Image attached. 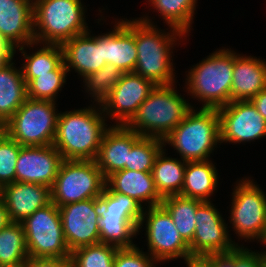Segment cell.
<instances>
[{
	"label": "cell",
	"instance_id": "cell-1",
	"mask_svg": "<svg viewBox=\"0 0 266 267\" xmlns=\"http://www.w3.org/2000/svg\"><path fill=\"white\" fill-rule=\"evenodd\" d=\"M99 109L100 113L94 107L58 113L53 146L63 160L96 159L102 137L108 129L106 115H102V107Z\"/></svg>",
	"mask_w": 266,
	"mask_h": 267
},
{
	"label": "cell",
	"instance_id": "cell-2",
	"mask_svg": "<svg viewBox=\"0 0 266 267\" xmlns=\"http://www.w3.org/2000/svg\"><path fill=\"white\" fill-rule=\"evenodd\" d=\"M124 22L135 32L137 62L133 72L155 85L175 83L170 50L176 41L174 39L185 34L176 28H172V33L160 32L146 16L132 21L126 19Z\"/></svg>",
	"mask_w": 266,
	"mask_h": 267
},
{
	"label": "cell",
	"instance_id": "cell-3",
	"mask_svg": "<svg viewBox=\"0 0 266 267\" xmlns=\"http://www.w3.org/2000/svg\"><path fill=\"white\" fill-rule=\"evenodd\" d=\"M172 86L156 85L125 126L142 137L164 140L193 108Z\"/></svg>",
	"mask_w": 266,
	"mask_h": 267
},
{
	"label": "cell",
	"instance_id": "cell-4",
	"mask_svg": "<svg viewBox=\"0 0 266 267\" xmlns=\"http://www.w3.org/2000/svg\"><path fill=\"white\" fill-rule=\"evenodd\" d=\"M186 162L207 161L220 143V116L217 109L192 108L186 117L165 137Z\"/></svg>",
	"mask_w": 266,
	"mask_h": 267
},
{
	"label": "cell",
	"instance_id": "cell-5",
	"mask_svg": "<svg viewBox=\"0 0 266 267\" xmlns=\"http://www.w3.org/2000/svg\"><path fill=\"white\" fill-rule=\"evenodd\" d=\"M84 13L81 0H35V43L41 41L42 44L62 45L74 36L87 32Z\"/></svg>",
	"mask_w": 266,
	"mask_h": 267
},
{
	"label": "cell",
	"instance_id": "cell-6",
	"mask_svg": "<svg viewBox=\"0 0 266 267\" xmlns=\"http://www.w3.org/2000/svg\"><path fill=\"white\" fill-rule=\"evenodd\" d=\"M195 66L187 76L188 93L204 101L202 108L218 109L229 104L234 52L220 49Z\"/></svg>",
	"mask_w": 266,
	"mask_h": 267
},
{
	"label": "cell",
	"instance_id": "cell-7",
	"mask_svg": "<svg viewBox=\"0 0 266 267\" xmlns=\"http://www.w3.org/2000/svg\"><path fill=\"white\" fill-rule=\"evenodd\" d=\"M55 104L53 101L27 98L2 130L22 146L52 145L59 115Z\"/></svg>",
	"mask_w": 266,
	"mask_h": 267
},
{
	"label": "cell",
	"instance_id": "cell-8",
	"mask_svg": "<svg viewBox=\"0 0 266 267\" xmlns=\"http://www.w3.org/2000/svg\"><path fill=\"white\" fill-rule=\"evenodd\" d=\"M105 183L95 160H62L51 187V202L60 207L99 198Z\"/></svg>",
	"mask_w": 266,
	"mask_h": 267
},
{
	"label": "cell",
	"instance_id": "cell-9",
	"mask_svg": "<svg viewBox=\"0 0 266 267\" xmlns=\"http://www.w3.org/2000/svg\"><path fill=\"white\" fill-rule=\"evenodd\" d=\"M28 256L33 258H70L60 211L53 202L37 209L22 222Z\"/></svg>",
	"mask_w": 266,
	"mask_h": 267
},
{
	"label": "cell",
	"instance_id": "cell-10",
	"mask_svg": "<svg viewBox=\"0 0 266 267\" xmlns=\"http://www.w3.org/2000/svg\"><path fill=\"white\" fill-rule=\"evenodd\" d=\"M233 191L230 223L241 238L259 239L266 233V195L249 179L239 181Z\"/></svg>",
	"mask_w": 266,
	"mask_h": 267
},
{
	"label": "cell",
	"instance_id": "cell-11",
	"mask_svg": "<svg viewBox=\"0 0 266 267\" xmlns=\"http://www.w3.org/2000/svg\"><path fill=\"white\" fill-rule=\"evenodd\" d=\"M144 220L147 221V245L151 252L148 255L157 260V263L180 257L184 258L187 265L191 262L189 245L183 240L170 214L161 204L148 207V211L143 210L138 230Z\"/></svg>",
	"mask_w": 266,
	"mask_h": 267
},
{
	"label": "cell",
	"instance_id": "cell-12",
	"mask_svg": "<svg viewBox=\"0 0 266 267\" xmlns=\"http://www.w3.org/2000/svg\"><path fill=\"white\" fill-rule=\"evenodd\" d=\"M195 217V232L189 244L191 261L210 254L228 253L238 246L229 238L227 225L210 201H203L197 207Z\"/></svg>",
	"mask_w": 266,
	"mask_h": 267
},
{
	"label": "cell",
	"instance_id": "cell-13",
	"mask_svg": "<svg viewBox=\"0 0 266 267\" xmlns=\"http://www.w3.org/2000/svg\"><path fill=\"white\" fill-rule=\"evenodd\" d=\"M58 208L70 252L82 246L100 243L99 198L70 203Z\"/></svg>",
	"mask_w": 266,
	"mask_h": 267
},
{
	"label": "cell",
	"instance_id": "cell-14",
	"mask_svg": "<svg viewBox=\"0 0 266 267\" xmlns=\"http://www.w3.org/2000/svg\"><path fill=\"white\" fill-rule=\"evenodd\" d=\"M220 116V144L248 142L266 136V120L250 100L231 101L217 109Z\"/></svg>",
	"mask_w": 266,
	"mask_h": 267
},
{
	"label": "cell",
	"instance_id": "cell-15",
	"mask_svg": "<svg viewBox=\"0 0 266 267\" xmlns=\"http://www.w3.org/2000/svg\"><path fill=\"white\" fill-rule=\"evenodd\" d=\"M156 85L134 72L123 73L108 98L100 105L112 119L125 126Z\"/></svg>",
	"mask_w": 266,
	"mask_h": 267
},
{
	"label": "cell",
	"instance_id": "cell-16",
	"mask_svg": "<svg viewBox=\"0 0 266 267\" xmlns=\"http://www.w3.org/2000/svg\"><path fill=\"white\" fill-rule=\"evenodd\" d=\"M61 154L52 145L22 146L17 158L16 181L52 187L62 162Z\"/></svg>",
	"mask_w": 266,
	"mask_h": 267
},
{
	"label": "cell",
	"instance_id": "cell-17",
	"mask_svg": "<svg viewBox=\"0 0 266 267\" xmlns=\"http://www.w3.org/2000/svg\"><path fill=\"white\" fill-rule=\"evenodd\" d=\"M34 0H0V40L13 51L32 46L34 39ZM31 2V3H30ZM16 43V44H15Z\"/></svg>",
	"mask_w": 266,
	"mask_h": 267
},
{
	"label": "cell",
	"instance_id": "cell-18",
	"mask_svg": "<svg viewBox=\"0 0 266 267\" xmlns=\"http://www.w3.org/2000/svg\"><path fill=\"white\" fill-rule=\"evenodd\" d=\"M11 222H22L37 209L51 203V188L35 183L15 181L0 189Z\"/></svg>",
	"mask_w": 266,
	"mask_h": 267
},
{
	"label": "cell",
	"instance_id": "cell-19",
	"mask_svg": "<svg viewBox=\"0 0 266 267\" xmlns=\"http://www.w3.org/2000/svg\"><path fill=\"white\" fill-rule=\"evenodd\" d=\"M141 138V135L123 125H112L105 131L95 159L105 179L124 169L128 164V153Z\"/></svg>",
	"mask_w": 266,
	"mask_h": 267
},
{
	"label": "cell",
	"instance_id": "cell-20",
	"mask_svg": "<svg viewBox=\"0 0 266 267\" xmlns=\"http://www.w3.org/2000/svg\"><path fill=\"white\" fill-rule=\"evenodd\" d=\"M61 47L68 72L75 69L83 78L107 64L103 59L102 35L92 37L87 31L65 41Z\"/></svg>",
	"mask_w": 266,
	"mask_h": 267
},
{
	"label": "cell",
	"instance_id": "cell-21",
	"mask_svg": "<svg viewBox=\"0 0 266 267\" xmlns=\"http://www.w3.org/2000/svg\"><path fill=\"white\" fill-rule=\"evenodd\" d=\"M231 101L251 100L266 87V62L234 53Z\"/></svg>",
	"mask_w": 266,
	"mask_h": 267
},
{
	"label": "cell",
	"instance_id": "cell-22",
	"mask_svg": "<svg viewBox=\"0 0 266 267\" xmlns=\"http://www.w3.org/2000/svg\"><path fill=\"white\" fill-rule=\"evenodd\" d=\"M105 188L109 192L125 194L141 206L143 201L148 202V207L162 203V197L156 190L152 173L142 171L119 170L106 178Z\"/></svg>",
	"mask_w": 266,
	"mask_h": 267
},
{
	"label": "cell",
	"instance_id": "cell-23",
	"mask_svg": "<svg viewBox=\"0 0 266 267\" xmlns=\"http://www.w3.org/2000/svg\"><path fill=\"white\" fill-rule=\"evenodd\" d=\"M103 59L123 73L133 72L137 62L135 32L124 22H118L113 31L102 35Z\"/></svg>",
	"mask_w": 266,
	"mask_h": 267
},
{
	"label": "cell",
	"instance_id": "cell-24",
	"mask_svg": "<svg viewBox=\"0 0 266 267\" xmlns=\"http://www.w3.org/2000/svg\"><path fill=\"white\" fill-rule=\"evenodd\" d=\"M13 57L0 67V126L13 116L27 97V84L21 68L17 70L11 62Z\"/></svg>",
	"mask_w": 266,
	"mask_h": 267
},
{
	"label": "cell",
	"instance_id": "cell-25",
	"mask_svg": "<svg viewBox=\"0 0 266 267\" xmlns=\"http://www.w3.org/2000/svg\"><path fill=\"white\" fill-rule=\"evenodd\" d=\"M217 170L211 161L187 162L184 184L180 195L210 201V195L216 190L218 184Z\"/></svg>",
	"mask_w": 266,
	"mask_h": 267
},
{
	"label": "cell",
	"instance_id": "cell-26",
	"mask_svg": "<svg viewBox=\"0 0 266 267\" xmlns=\"http://www.w3.org/2000/svg\"><path fill=\"white\" fill-rule=\"evenodd\" d=\"M164 153L162 149L157 155L151 172L156 190L162 198L181 193L187 163L165 157Z\"/></svg>",
	"mask_w": 266,
	"mask_h": 267
},
{
	"label": "cell",
	"instance_id": "cell-27",
	"mask_svg": "<svg viewBox=\"0 0 266 267\" xmlns=\"http://www.w3.org/2000/svg\"><path fill=\"white\" fill-rule=\"evenodd\" d=\"M142 216L100 215V243L114 245L118 248H131L132 237L139 233L138 227Z\"/></svg>",
	"mask_w": 266,
	"mask_h": 267
},
{
	"label": "cell",
	"instance_id": "cell-28",
	"mask_svg": "<svg viewBox=\"0 0 266 267\" xmlns=\"http://www.w3.org/2000/svg\"><path fill=\"white\" fill-rule=\"evenodd\" d=\"M202 202L180 194L162 199L161 205L168 211L178 232L188 245L192 242L195 232L196 209Z\"/></svg>",
	"mask_w": 266,
	"mask_h": 267
},
{
	"label": "cell",
	"instance_id": "cell-29",
	"mask_svg": "<svg viewBox=\"0 0 266 267\" xmlns=\"http://www.w3.org/2000/svg\"><path fill=\"white\" fill-rule=\"evenodd\" d=\"M28 257L22 224L20 222H10L0 230V267L24 264Z\"/></svg>",
	"mask_w": 266,
	"mask_h": 267
},
{
	"label": "cell",
	"instance_id": "cell-30",
	"mask_svg": "<svg viewBox=\"0 0 266 267\" xmlns=\"http://www.w3.org/2000/svg\"><path fill=\"white\" fill-rule=\"evenodd\" d=\"M24 48L26 47H19V51H22L26 60L21 68L26 84L35 78L36 74L53 71L63 62V50L59 44H43V48L31 55H27Z\"/></svg>",
	"mask_w": 266,
	"mask_h": 267
},
{
	"label": "cell",
	"instance_id": "cell-31",
	"mask_svg": "<svg viewBox=\"0 0 266 267\" xmlns=\"http://www.w3.org/2000/svg\"><path fill=\"white\" fill-rule=\"evenodd\" d=\"M171 28L188 33L197 0H148Z\"/></svg>",
	"mask_w": 266,
	"mask_h": 267
},
{
	"label": "cell",
	"instance_id": "cell-32",
	"mask_svg": "<svg viewBox=\"0 0 266 267\" xmlns=\"http://www.w3.org/2000/svg\"><path fill=\"white\" fill-rule=\"evenodd\" d=\"M68 70L64 61L53 71L36 74L27 84V97L35 100H48L55 102L56 94L66 82Z\"/></svg>",
	"mask_w": 266,
	"mask_h": 267
},
{
	"label": "cell",
	"instance_id": "cell-33",
	"mask_svg": "<svg viewBox=\"0 0 266 267\" xmlns=\"http://www.w3.org/2000/svg\"><path fill=\"white\" fill-rule=\"evenodd\" d=\"M118 247L106 243L82 246L71 252L70 267H114Z\"/></svg>",
	"mask_w": 266,
	"mask_h": 267
},
{
	"label": "cell",
	"instance_id": "cell-34",
	"mask_svg": "<svg viewBox=\"0 0 266 267\" xmlns=\"http://www.w3.org/2000/svg\"><path fill=\"white\" fill-rule=\"evenodd\" d=\"M164 141L155 137H142L128 153L124 169L151 173L155 159L163 149Z\"/></svg>",
	"mask_w": 266,
	"mask_h": 267
},
{
	"label": "cell",
	"instance_id": "cell-35",
	"mask_svg": "<svg viewBox=\"0 0 266 267\" xmlns=\"http://www.w3.org/2000/svg\"><path fill=\"white\" fill-rule=\"evenodd\" d=\"M123 72L113 64L108 63L98 71L84 77L86 89L101 105L111 93L113 87L121 79ZM101 103V104H100Z\"/></svg>",
	"mask_w": 266,
	"mask_h": 267
},
{
	"label": "cell",
	"instance_id": "cell-36",
	"mask_svg": "<svg viewBox=\"0 0 266 267\" xmlns=\"http://www.w3.org/2000/svg\"><path fill=\"white\" fill-rule=\"evenodd\" d=\"M100 215L114 216H142L143 206H141L133 198L119 194L117 192H109L104 188L99 197Z\"/></svg>",
	"mask_w": 266,
	"mask_h": 267
},
{
	"label": "cell",
	"instance_id": "cell-37",
	"mask_svg": "<svg viewBox=\"0 0 266 267\" xmlns=\"http://www.w3.org/2000/svg\"><path fill=\"white\" fill-rule=\"evenodd\" d=\"M22 145L0 132V189L16 181L17 158Z\"/></svg>",
	"mask_w": 266,
	"mask_h": 267
},
{
	"label": "cell",
	"instance_id": "cell-38",
	"mask_svg": "<svg viewBox=\"0 0 266 267\" xmlns=\"http://www.w3.org/2000/svg\"><path fill=\"white\" fill-rule=\"evenodd\" d=\"M157 260L147 256L138 247L118 248L115 253L114 267H155Z\"/></svg>",
	"mask_w": 266,
	"mask_h": 267
},
{
	"label": "cell",
	"instance_id": "cell-39",
	"mask_svg": "<svg viewBox=\"0 0 266 267\" xmlns=\"http://www.w3.org/2000/svg\"><path fill=\"white\" fill-rule=\"evenodd\" d=\"M237 246L233 250L234 267H262L266 261V252L258 253L250 249ZM251 251V252H250Z\"/></svg>",
	"mask_w": 266,
	"mask_h": 267
},
{
	"label": "cell",
	"instance_id": "cell-40",
	"mask_svg": "<svg viewBox=\"0 0 266 267\" xmlns=\"http://www.w3.org/2000/svg\"><path fill=\"white\" fill-rule=\"evenodd\" d=\"M25 267H70V258H33L28 257Z\"/></svg>",
	"mask_w": 266,
	"mask_h": 267
},
{
	"label": "cell",
	"instance_id": "cell-41",
	"mask_svg": "<svg viewBox=\"0 0 266 267\" xmlns=\"http://www.w3.org/2000/svg\"><path fill=\"white\" fill-rule=\"evenodd\" d=\"M201 261L207 267H234L233 250L223 254H210L204 256Z\"/></svg>",
	"mask_w": 266,
	"mask_h": 267
},
{
	"label": "cell",
	"instance_id": "cell-42",
	"mask_svg": "<svg viewBox=\"0 0 266 267\" xmlns=\"http://www.w3.org/2000/svg\"><path fill=\"white\" fill-rule=\"evenodd\" d=\"M250 101L257 108V111L266 120V87L256 96H254Z\"/></svg>",
	"mask_w": 266,
	"mask_h": 267
},
{
	"label": "cell",
	"instance_id": "cell-43",
	"mask_svg": "<svg viewBox=\"0 0 266 267\" xmlns=\"http://www.w3.org/2000/svg\"><path fill=\"white\" fill-rule=\"evenodd\" d=\"M14 57V51L0 40V67Z\"/></svg>",
	"mask_w": 266,
	"mask_h": 267
},
{
	"label": "cell",
	"instance_id": "cell-44",
	"mask_svg": "<svg viewBox=\"0 0 266 267\" xmlns=\"http://www.w3.org/2000/svg\"><path fill=\"white\" fill-rule=\"evenodd\" d=\"M11 222L7 208L2 197L0 196V230L6 227Z\"/></svg>",
	"mask_w": 266,
	"mask_h": 267
},
{
	"label": "cell",
	"instance_id": "cell-45",
	"mask_svg": "<svg viewBox=\"0 0 266 267\" xmlns=\"http://www.w3.org/2000/svg\"><path fill=\"white\" fill-rule=\"evenodd\" d=\"M188 267H207L201 260H193L188 264Z\"/></svg>",
	"mask_w": 266,
	"mask_h": 267
},
{
	"label": "cell",
	"instance_id": "cell-46",
	"mask_svg": "<svg viewBox=\"0 0 266 267\" xmlns=\"http://www.w3.org/2000/svg\"><path fill=\"white\" fill-rule=\"evenodd\" d=\"M13 267H25L24 264L18 265V266H13Z\"/></svg>",
	"mask_w": 266,
	"mask_h": 267
},
{
	"label": "cell",
	"instance_id": "cell-47",
	"mask_svg": "<svg viewBox=\"0 0 266 267\" xmlns=\"http://www.w3.org/2000/svg\"><path fill=\"white\" fill-rule=\"evenodd\" d=\"M264 243L266 244V233H265V236H264Z\"/></svg>",
	"mask_w": 266,
	"mask_h": 267
},
{
	"label": "cell",
	"instance_id": "cell-48",
	"mask_svg": "<svg viewBox=\"0 0 266 267\" xmlns=\"http://www.w3.org/2000/svg\"><path fill=\"white\" fill-rule=\"evenodd\" d=\"M262 267H266V261L263 263Z\"/></svg>",
	"mask_w": 266,
	"mask_h": 267
}]
</instances>
